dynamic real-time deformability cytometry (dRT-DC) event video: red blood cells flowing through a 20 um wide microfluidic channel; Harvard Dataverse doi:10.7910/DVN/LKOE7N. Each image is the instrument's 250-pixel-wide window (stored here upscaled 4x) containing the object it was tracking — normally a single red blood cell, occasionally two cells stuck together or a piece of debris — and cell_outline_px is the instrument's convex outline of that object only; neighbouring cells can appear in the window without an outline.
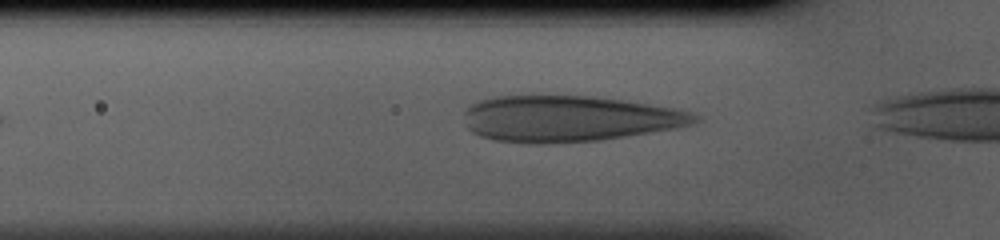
{"species": "human", "species_latin": "Homo sapiens", "temperature_condition": "cold", "stored_images_in_passage": 4, "camera_frame_rate_fps": 3000, "um_per_image_px": 0.085, "donor": {"sex": "male"}, "frame": {"image": 1, "passage_image": 2, "time_ms": 0.333, "image_size_px": [1000, 240], "cell_outline_px": [[700, 120], [692, 124], [676, 128], [600, 140], [548, 144], [524, 144], [496, 140], [480, 136], [472, 132], [468, 128], [464, 112], [472, 104], [480, 100], [496, 96], [592, 96], [648, 104], [672, 108], [688, 112], [700, 116]], "centroid_in_image_um": [48.32, 10.1], "position_along_channel_um": 77.5, "area_um2": 61.67}}